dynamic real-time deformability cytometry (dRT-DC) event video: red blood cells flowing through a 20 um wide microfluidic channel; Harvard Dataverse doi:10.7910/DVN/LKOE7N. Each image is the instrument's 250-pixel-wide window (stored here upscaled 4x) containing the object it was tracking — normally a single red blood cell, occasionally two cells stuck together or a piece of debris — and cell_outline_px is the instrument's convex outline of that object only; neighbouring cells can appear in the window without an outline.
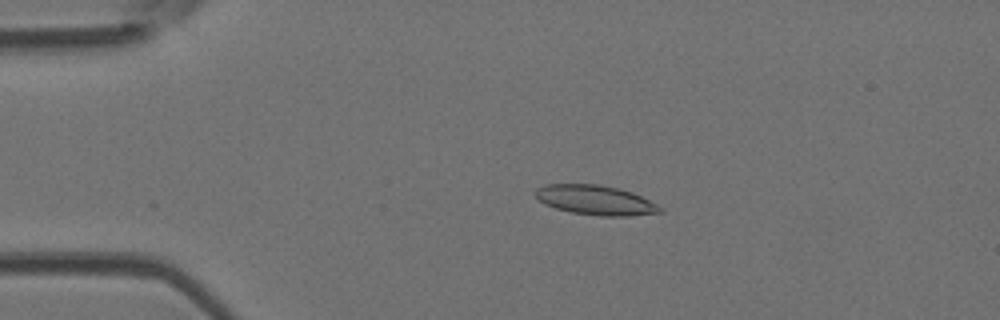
{"species": "Egyptian fruit bat (a non-hibernating species)", "species_latin": "Rousettus aegyptiacus", "temperature_condition": "room temperature", "stored_images_in_passage": 50, "camera_frame_rate_fps": 3000, "um_per_image_px": 0.085, "animal": {"sex": "female"}, "frame": {"image": 1, "passage_image": 9, "time_ms": 2.667, "image_size_px": [1000, 320], "cell_outline_px": [[664, 212], [628, 216], [600, 216], [572, 212], [556, 208], [544, 204], [536, 196], [536, 188], [544, 184], [600, 184], [620, 188], [632, 192], [664, 208]], "centroid_in_image_um": [50.64, 17.0], "position_along_channel_um": 34.4, "area_um2": 21.56}}
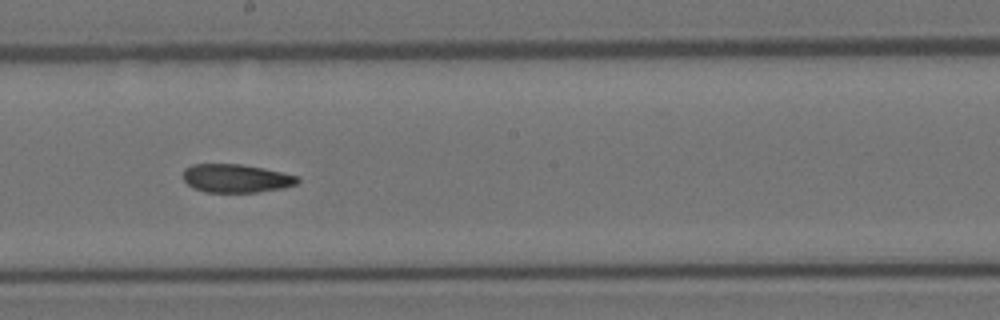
{"frame": {"image": 2, "passage_image": 27, "time_ms": 8.667, "image_size_px": [1000, 320], "cell_outline_px": [[300, 180], [296, 184], [284, 188], [256, 192], [204, 192], [188, 184], [184, 180], [184, 168], [192, 164], [240, 164], [264, 168], [300, 176]], "centroid_in_image_um": [20.1, 15.15], "position_along_channel_um": 228.1, "area_um2": 18.96}}
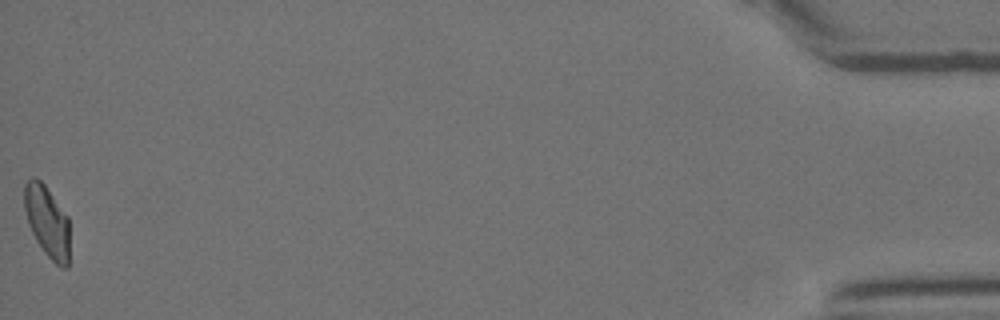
{"frame": {"image": 3, "passage_image": 50, "time_ms": 16.333, "image_size_px": [1000, 320], "cell_outline_px": [[68, 268], [60, 268], [44, 252], [36, 240], [28, 224], [24, 208], [24, 184], [32, 176], [36, 176], [44, 184], [68, 216]], "centroid_in_image_um": [3.99, 18.8], "position_along_channel_um": 431.2, "area_um2": 18.84}, "authors_computed_cell_mechanics": {"area_um2": 19.941, "velocity_mm_per_s": 3.9251, "shape_relaxation_time_tau1_ms": null, "shape_relaxation_time_tau2_ms": 2.5403, "deformation_change_tau1": null, "deformation_change_tau2": 0.0873}}